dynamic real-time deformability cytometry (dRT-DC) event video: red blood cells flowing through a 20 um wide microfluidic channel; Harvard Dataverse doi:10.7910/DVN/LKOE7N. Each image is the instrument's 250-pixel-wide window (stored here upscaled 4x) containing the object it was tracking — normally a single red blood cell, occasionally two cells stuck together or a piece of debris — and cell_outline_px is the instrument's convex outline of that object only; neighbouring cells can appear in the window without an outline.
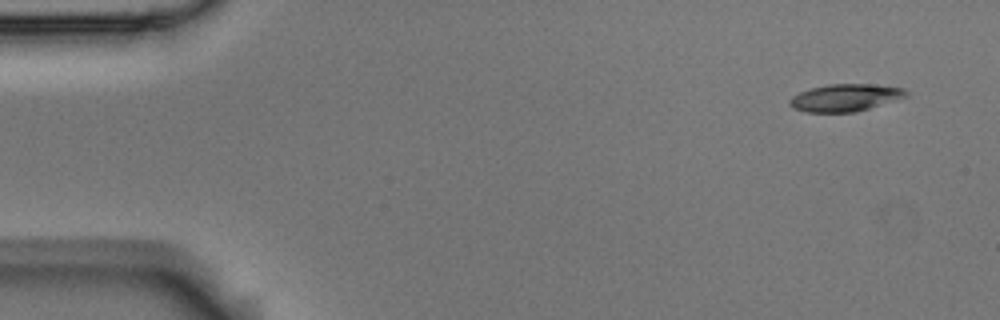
{"species": "Egyptian fruit bat (a non-hibernating species)", "species_latin": "Rousettus aegyptiacus", "temperature_condition": "room temperature", "stored_images_in_passage": 4, "camera_frame_rate_fps": 3000, "um_per_image_px": 0.085, "animal": {"sex": "male"}, "frame": {"image": 1, "passage_image": 1, "time_ms": 0.0, "image_size_px": [1000, 320], "cell_outline_px": [[908, 96], [856, 112], [808, 112], [792, 108], [788, 104], [788, 100], [792, 96], [800, 92], [812, 88], [828, 84], [872, 84], [904, 88], [908, 92]], "centroid_in_image_um": [71.83, 8.3], "position_along_channel_um": 13.2, "area_um2": 18.5}}
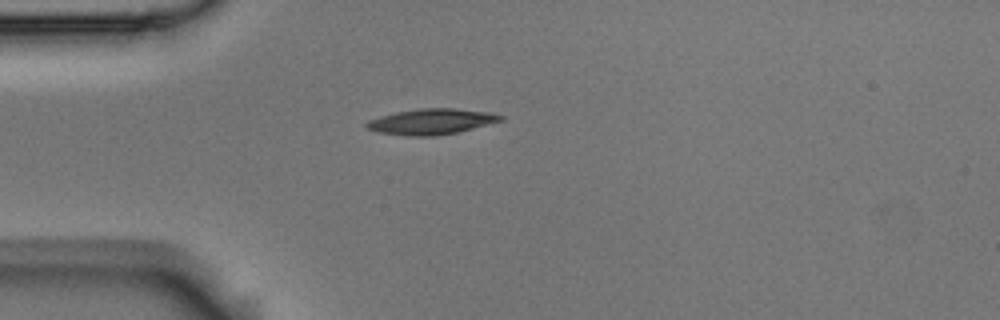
{"frame": {"image": 2, "passage_image": 4, "time_ms": 1.0, "image_size_px": [1000, 320], "cell_outline_px": [[504, 120], [456, 132], [436, 136], [404, 136], [380, 132], [364, 128], [364, 124], [368, 120], [380, 116], [396, 112], [420, 108], [456, 108], [488, 112], [504, 116]], "centroid_in_image_um": [36.63, 10.33], "position_along_channel_um": 48.4, "area_um2": 20.06}}